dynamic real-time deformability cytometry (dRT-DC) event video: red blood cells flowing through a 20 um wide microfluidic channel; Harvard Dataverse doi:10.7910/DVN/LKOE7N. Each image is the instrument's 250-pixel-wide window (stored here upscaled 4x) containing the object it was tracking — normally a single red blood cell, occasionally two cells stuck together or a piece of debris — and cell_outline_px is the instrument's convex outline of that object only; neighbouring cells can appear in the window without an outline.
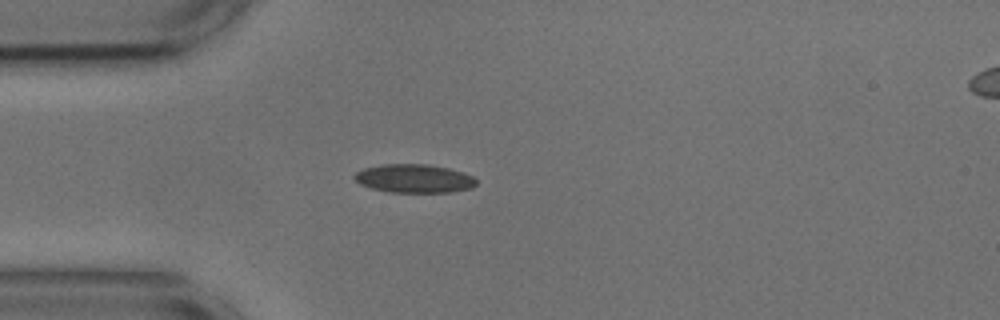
{"species": "common noctule bat (a hibernating species)", "species_latin": "Nyctalus noctula", "temperature_condition": "cold", "stored_images_in_passage": 5, "camera_frame_rate_fps": 3000, "um_per_image_px": 0.085, "animal": {"sex": "male", "body_mass_g": 17.9, "forearm_length_mm": 54.2}, "frame": {"image": 1, "passage_image": 1, "time_ms": 0.0, "image_size_px": [1000, 320], "cell_outline_px": [[476, 184], [472, 188], [452, 192], [388, 192], [372, 188], [360, 184], [352, 176], [356, 172], [364, 168], [384, 164], [428, 164], [448, 168], [464, 172], [472, 176], [476, 180]], "centroid_in_image_um": [35.21, 15.17], "position_along_channel_um": 49.8, "area_um2": 20.29}}